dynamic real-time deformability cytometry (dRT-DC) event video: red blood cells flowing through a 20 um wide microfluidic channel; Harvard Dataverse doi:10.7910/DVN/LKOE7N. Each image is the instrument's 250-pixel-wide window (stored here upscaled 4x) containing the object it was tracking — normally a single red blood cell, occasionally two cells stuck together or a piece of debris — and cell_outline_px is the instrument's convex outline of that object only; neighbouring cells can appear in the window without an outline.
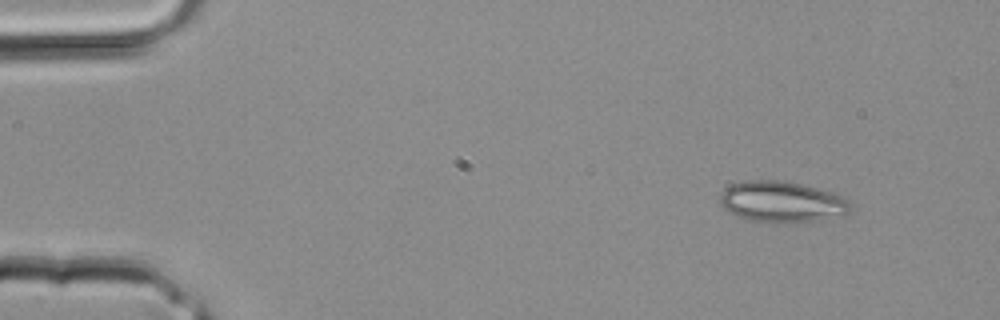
{"species": "common noctule bat (a hibernating species)", "species_latin": "Nyctalus noctula", "temperature_condition": "room temperature", "stored_images_in_passage": 3, "camera_frame_rate_fps": 3000, "um_per_image_px": 0.085, "animal": {"sex": "male", "body_mass_g": 20.4}, "frame": {"image": 1, "passage_image": 1, "time_ms": 0.0, "image_size_px": [1000, 320], "cell_outline_px": [[852, 212], [844, 216], [820, 220], [784, 224], [768, 224], [744, 220], [728, 212], [720, 204], [720, 192], [724, 188], [732, 184], [748, 180], [780, 180], [804, 184], [836, 192], [844, 196], [848, 200], [852, 208]], "centroid_in_image_um": [66.5, 17.18], "position_along_channel_um": 18.5, "area_um2": 32.54}}